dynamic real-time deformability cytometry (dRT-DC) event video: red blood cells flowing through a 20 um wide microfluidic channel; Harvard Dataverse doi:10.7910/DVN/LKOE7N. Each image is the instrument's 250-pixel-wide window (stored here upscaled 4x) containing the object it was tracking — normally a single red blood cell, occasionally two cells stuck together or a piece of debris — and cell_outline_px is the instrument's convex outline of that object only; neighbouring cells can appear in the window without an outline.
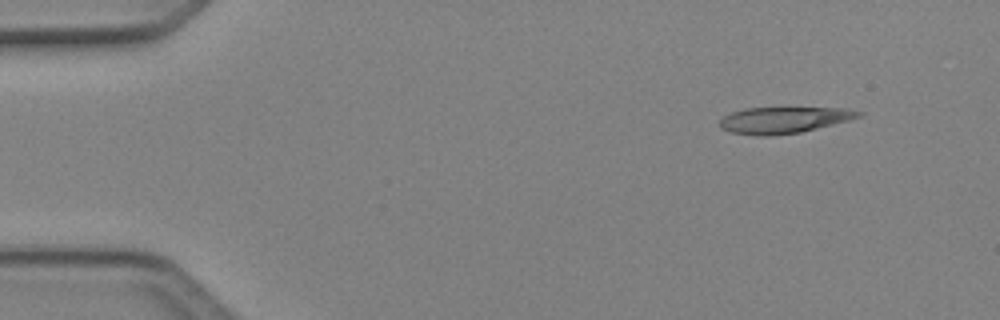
{"species": "Egyptian fruit bat (a non-hibernating species)", "species_latin": "Rousettus aegyptiacus", "temperature_condition": "cold", "stored_images_in_passage": 4, "segment_of_instrument_passage": [2, 2], "camera_frame_rate_fps": 3000, "um_per_image_px": 0.085, "animal": {"sex": "female"}, "frame": {"image": 1, "passage_image": 4, "time_ms": 1.0, "image_size_px": [1000, 320], "cell_outline_px": [[864, 112], [860, 116], [848, 120], [800, 132], [772, 136], [756, 136], [732, 132], [720, 128], [720, 120], [724, 116], [732, 112], [748, 108], [844, 108]], "centroid_in_image_um": [66.59, 10.2], "position_along_channel_um": 18.4, "area_um2": 21.04}}